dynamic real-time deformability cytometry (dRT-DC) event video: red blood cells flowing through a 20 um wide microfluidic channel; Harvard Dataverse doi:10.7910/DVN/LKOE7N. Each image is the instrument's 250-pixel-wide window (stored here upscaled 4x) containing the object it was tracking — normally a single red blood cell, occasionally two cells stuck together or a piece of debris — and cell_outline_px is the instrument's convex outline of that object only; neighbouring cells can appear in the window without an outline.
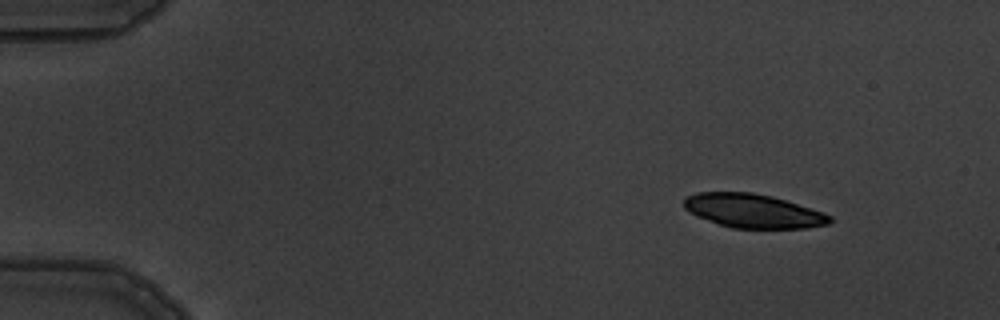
{"species": "common noctule bat (a hibernating species)", "species_latin": "Nyctalus noctula", "temperature_condition": "warm", "stored_images_in_passage": 5, "camera_frame_rate_fps": 3000, "um_per_image_px": 0.085, "animal": {"sex": "male", "body_mass_g": 19.5, "forearm_length_mm": 54.6}, "frame": {"image": 1, "passage_image": 2, "time_ms": 1.333, "image_size_px": [1000, 320], "cell_outline_px": [[832, 220], [828, 224], [804, 228], [732, 228], [708, 220], [684, 208], [684, 200], [688, 196], [696, 192], [752, 192], [772, 196], [824, 212], [832, 216]], "centroid_in_image_um": [64.05, 17.92], "position_along_channel_um": 21.0, "area_um2": 28.5}}